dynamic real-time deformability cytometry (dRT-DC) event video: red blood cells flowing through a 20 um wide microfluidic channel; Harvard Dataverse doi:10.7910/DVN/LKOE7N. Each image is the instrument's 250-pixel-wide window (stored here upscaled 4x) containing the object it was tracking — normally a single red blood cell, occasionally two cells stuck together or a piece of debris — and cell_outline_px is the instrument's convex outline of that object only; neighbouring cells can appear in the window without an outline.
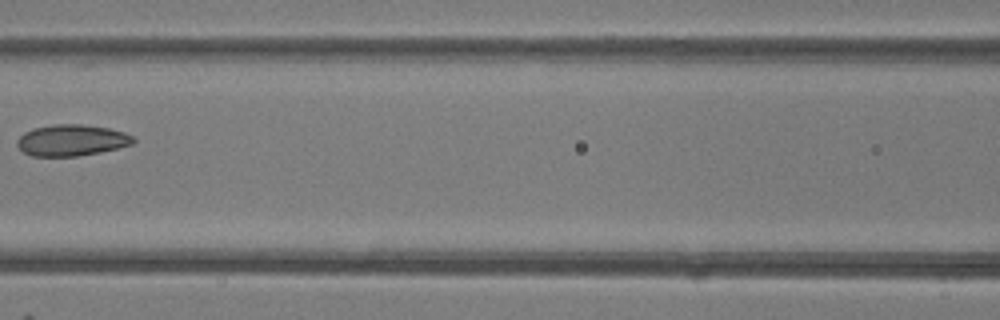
{"species": "common noctule bat (a hibernating species)", "species_latin": "Nyctalus noctula", "temperature_condition": "room temperature", "stored_images_in_passage": 7, "camera_frame_rate_fps": 3000, "um_per_image_px": 0.085, "animal": {"sex": "female"}, "frame": {"image": 1, "passage_image": 5, "time_ms": 4.667, "image_size_px": [1000, 320], "cell_outline_px": [[136, 140], [132, 144], [100, 152], [76, 156], [32, 156], [24, 152], [16, 144], [16, 140], [24, 132], [32, 128], [56, 124], [80, 124], [108, 128], [124, 132], [132, 136]], "centroid_in_image_um": [6.06, 11.92], "position_along_channel_um": 160.5, "area_um2": 21.1}}
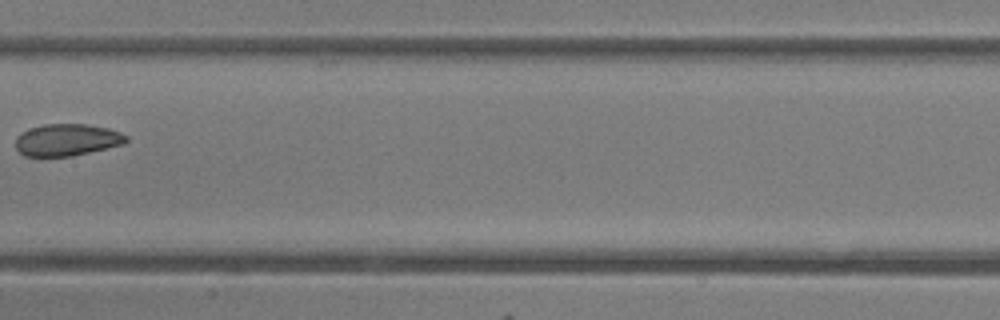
{"frame": {"image": 2, "passage_image": 6, "time_ms": 5.667, "image_size_px": [1000, 320], "cell_outline_px": [[128, 140], [124, 144], [72, 156], [24, 156], [16, 148], [16, 136], [20, 132], [44, 124], [84, 124], [108, 128], [120, 132], [128, 136]], "centroid_in_image_um": [5.69, 11.89], "position_along_channel_um": 201.7, "area_um2": 20.58}}
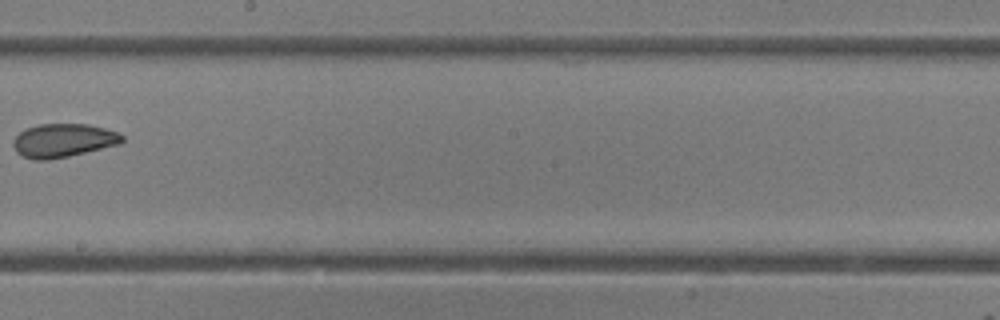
{"frame": {"image": 3, "passage_image": 7, "time_ms": 6.667, "image_size_px": [1000, 320], "cell_outline_px": [[124, 140], [120, 144], [68, 156], [44, 160], [36, 160], [24, 156], [16, 152], [12, 144], [12, 140], [20, 132], [28, 128], [40, 124], [88, 124], [104, 128], [116, 132], [124, 136]], "centroid_in_image_um": [5.37, 11.93], "position_along_channel_um": 242.8, "area_um2": 21.1}}